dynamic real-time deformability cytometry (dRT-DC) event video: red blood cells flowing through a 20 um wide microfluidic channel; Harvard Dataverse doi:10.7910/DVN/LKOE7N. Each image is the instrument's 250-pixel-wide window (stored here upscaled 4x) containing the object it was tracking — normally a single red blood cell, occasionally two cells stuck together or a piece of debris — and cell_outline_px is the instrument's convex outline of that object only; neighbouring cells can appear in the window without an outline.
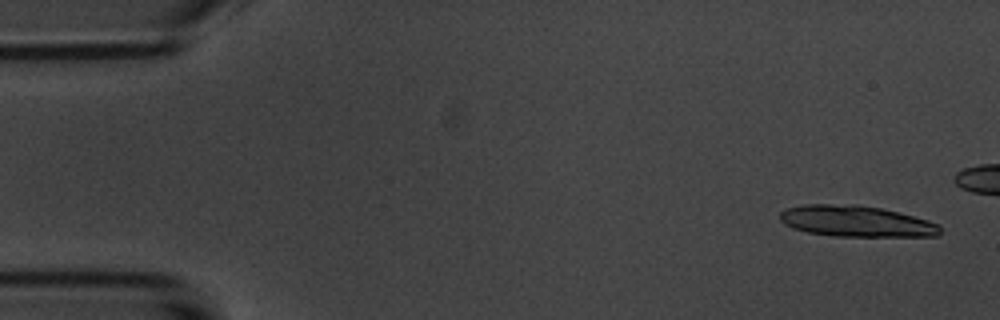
{"species": "common noctule bat (a hibernating species)", "species_latin": "Nyctalus noctula", "temperature_condition": "room temperature", "stored_images_in_passage": 7, "camera_frame_rate_fps": 3000, "um_per_image_px": 0.085, "animal": {"sex": "male", "body_mass_g": 20.1, "forearm_length_mm": 53.5}, "frame": {"image": 1, "passage_image": 1, "time_ms": 0.0, "image_size_px": [1000, 320], "cell_outline_px": [[940, 232], [936, 236], [832, 236], [808, 232], [792, 228], [784, 224], [780, 220], [780, 212], [788, 208], [804, 204], [856, 204], [880, 208], [928, 220], [940, 224]], "centroid_in_image_um": [72.74, 18.8], "position_along_channel_um": 12.3, "area_um2": 28.96}}